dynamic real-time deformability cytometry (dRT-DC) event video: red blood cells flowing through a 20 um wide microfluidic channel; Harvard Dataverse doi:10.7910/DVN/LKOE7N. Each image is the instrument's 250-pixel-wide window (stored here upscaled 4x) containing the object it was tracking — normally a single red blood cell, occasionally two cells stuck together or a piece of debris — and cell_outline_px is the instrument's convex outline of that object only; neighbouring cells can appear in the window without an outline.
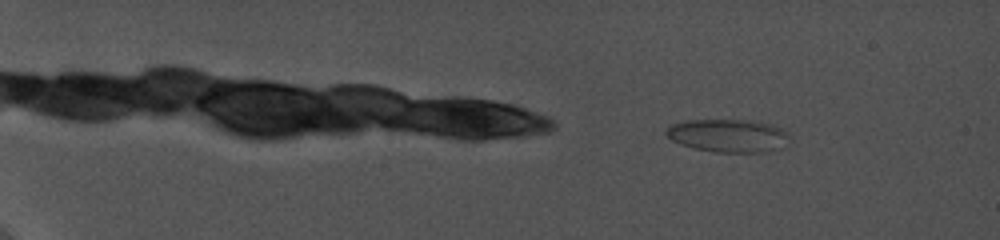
{"species": "common noctule bat (a hibernating species)", "species_latin": "Nyctalus noctula", "temperature_condition": "cold", "stored_images_in_passage": 61, "camera_frame_rate_fps": 5000, "um_per_image_px": 0.085, "animal": {"sex": "female", "body_mass_g": 19.0, "forearm_length_mm": 56.7}, "frame": {"image": 1, "passage_image": 6, "time_ms": 3.0, "image_size_px": [1000, 240], "cell_outline_px": [[788, 136], [772, 148], [760, 152], [716, 152], [696, 148], [680, 144], [672, 140], [664, 132], [672, 124], [684, 120], [748, 120], [772, 124], [788, 132]], "centroid_in_image_um": [61.77, 11.5], "position_along_channel_um": 23.2, "area_um2": 22.95}}
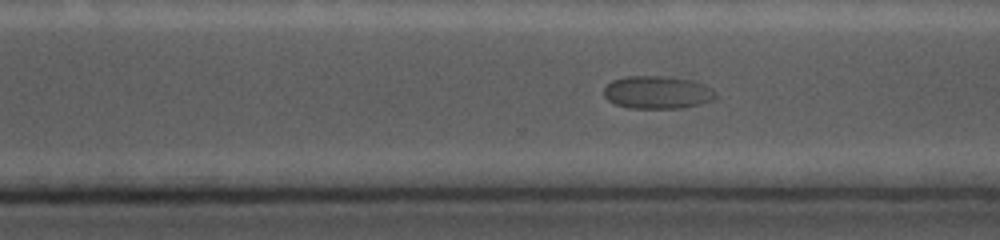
{"frame": {"image": 2, "passage_image": 50, "time_ms": 16.2, "image_size_px": [1000, 240], "cell_outline_px": [[716, 96], [712, 100], [700, 104], [680, 108], [628, 108], [616, 104], [608, 100], [604, 96], [604, 88], [612, 80], [624, 76], [664, 76], [692, 80], [704, 84], [712, 88], [716, 92]], "centroid_in_image_um": [55.87, 7.84], "position_along_channel_um": 314.7, "area_um2": 21.44}}
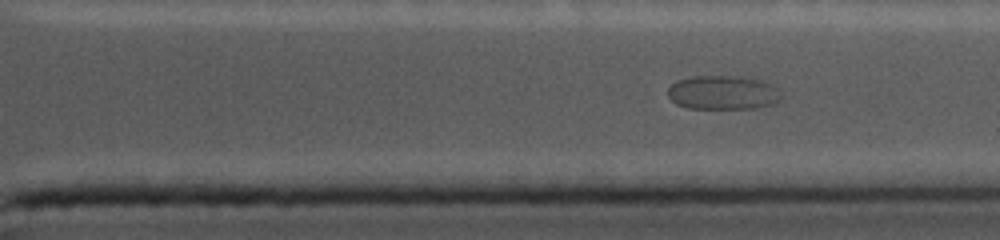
{"frame": {"image": 3, "passage_image": 55, "time_ms": 17.2, "image_size_px": [1000, 240], "cell_outline_px": [[784, 96], [780, 100], [772, 104], [760, 108], [688, 108], [676, 104], [668, 96], [668, 88], [676, 80], [692, 76], [736, 76], [764, 80], [780, 92]], "centroid_in_image_um": [61.45, 7.87], "position_along_channel_um": 349.9, "area_um2": 22.6}}